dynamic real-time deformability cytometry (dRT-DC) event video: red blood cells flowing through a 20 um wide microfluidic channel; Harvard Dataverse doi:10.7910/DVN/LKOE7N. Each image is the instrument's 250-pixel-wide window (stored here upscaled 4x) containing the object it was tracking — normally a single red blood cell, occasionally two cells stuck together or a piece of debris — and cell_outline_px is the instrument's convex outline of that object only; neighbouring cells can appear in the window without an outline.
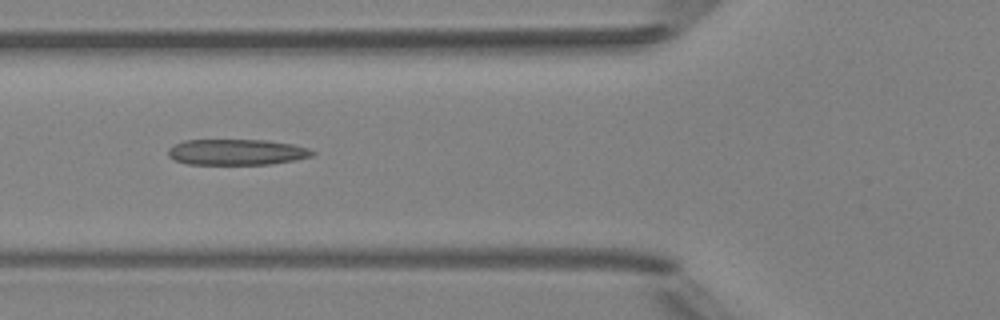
{"species": "Egyptian fruit bat (a non-hibernating species)", "species_latin": "Rousettus aegyptiacus", "temperature_condition": "room temperature", "stored_images_in_passage": 6, "camera_frame_rate_fps": 3000, "um_per_image_px": 0.085, "animal": {"sex": "female"}, "frame": {"image": 1, "passage_image": 5, "time_ms": 4.667, "image_size_px": [1000, 320], "cell_outline_px": [[316, 152], [312, 156], [296, 160], [272, 164], [188, 164], [172, 160], [168, 156], [168, 148], [184, 140], [264, 140], [292, 144], [308, 148]], "centroid_in_image_um": [20.11, 12.93], "position_along_channel_um": 105.7, "area_um2": 21.79}}
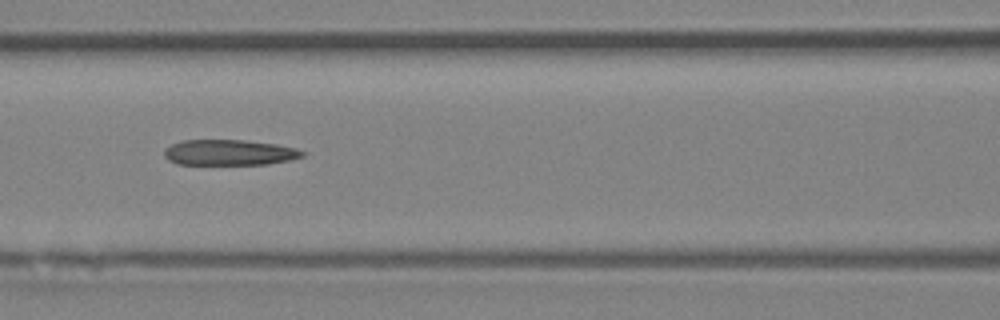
{"frame": {"image": 2, "passage_image": 6, "time_ms": 5.667, "image_size_px": [1000, 320], "cell_outline_px": [[304, 156], [288, 160], [268, 164], [176, 164], [168, 160], [164, 156], [164, 152], [172, 144], [184, 140], [244, 140], [276, 144], [296, 148], [304, 152]], "centroid_in_image_um": [19.49, 12.96], "position_along_channel_um": 147.1, "area_um2": 20.46}}